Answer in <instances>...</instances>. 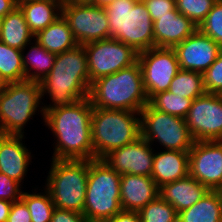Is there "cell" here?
Instances as JSON below:
<instances>
[{
	"label": "cell",
	"instance_id": "1",
	"mask_svg": "<svg viewBox=\"0 0 222 222\" xmlns=\"http://www.w3.org/2000/svg\"><path fill=\"white\" fill-rule=\"evenodd\" d=\"M93 106L88 97L73 104L58 106L44 113L45 125L56 136L52 159L92 160L94 149L91 133Z\"/></svg>",
	"mask_w": 222,
	"mask_h": 222
},
{
	"label": "cell",
	"instance_id": "2",
	"mask_svg": "<svg viewBox=\"0 0 222 222\" xmlns=\"http://www.w3.org/2000/svg\"><path fill=\"white\" fill-rule=\"evenodd\" d=\"M41 96L47 92L53 105L44 106L41 115L52 108L73 104L88 97L90 78L84 45L56 54L54 65L40 82Z\"/></svg>",
	"mask_w": 222,
	"mask_h": 222
},
{
	"label": "cell",
	"instance_id": "3",
	"mask_svg": "<svg viewBox=\"0 0 222 222\" xmlns=\"http://www.w3.org/2000/svg\"><path fill=\"white\" fill-rule=\"evenodd\" d=\"M88 98L95 108L140 112L148 99L139 62L93 81Z\"/></svg>",
	"mask_w": 222,
	"mask_h": 222
},
{
	"label": "cell",
	"instance_id": "4",
	"mask_svg": "<svg viewBox=\"0 0 222 222\" xmlns=\"http://www.w3.org/2000/svg\"><path fill=\"white\" fill-rule=\"evenodd\" d=\"M104 8L111 39L133 47L138 53L154 47L153 21L143 1L116 0Z\"/></svg>",
	"mask_w": 222,
	"mask_h": 222
},
{
	"label": "cell",
	"instance_id": "5",
	"mask_svg": "<svg viewBox=\"0 0 222 222\" xmlns=\"http://www.w3.org/2000/svg\"><path fill=\"white\" fill-rule=\"evenodd\" d=\"M121 175L103 159L88 160V181L83 215L89 222H103L119 213Z\"/></svg>",
	"mask_w": 222,
	"mask_h": 222
},
{
	"label": "cell",
	"instance_id": "6",
	"mask_svg": "<svg viewBox=\"0 0 222 222\" xmlns=\"http://www.w3.org/2000/svg\"><path fill=\"white\" fill-rule=\"evenodd\" d=\"M139 112L93 107L91 135L94 159L134 142L141 136ZM135 116V117H134Z\"/></svg>",
	"mask_w": 222,
	"mask_h": 222
},
{
	"label": "cell",
	"instance_id": "7",
	"mask_svg": "<svg viewBox=\"0 0 222 222\" xmlns=\"http://www.w3.org/2000/svg\"><path fill=\"white\" fill-rule=\"evenodd\" d=\"M46 190L54 206L83 214L88 181V160L52 159Z\"/></svg>",
	"mask_w": 222,
	"mask_h": 222
},
{
	"label": "cell",
	"instance_id": "8",
	"mask_svg": "<svg viewBox=\"0 0 222 222\" xmlns=\"http://www.w3.org/2000/svg\"><path fill=\"white\" fill-rule=\"evenodd\" d=\"M41 99L37 81L8 83L0 93V134L23 135V127L35 115Z\"/></svg>",
	"mask_w": 222,
	"mask_h": 222
},
{
	"label": "cell",
	"instance_id": "9",
	"mask_svg": "<svg viewBox=\"0 0 222 222\" xmlns=\"http://www.w3.org/2000/svg\"><path fill=\"white\" fill-rule=\"evenodd\" d=\"M141 137L149 143L155 141L165 150L190 151L194 139L185 118L156 110L147 104L140 112Z\"/></svg>",
	"mask_w": 222,
	"mask_h": 222
},
{
	"label": "cell",
	"instance_id": "10",
	"mask_svg": "<svg viewBox=\"0 0 222 222\" xmlns=\"http://www.w3.org/2000/svg\"><path fill=\"white\" fill-rule=\"evenodd\" d=\"M61 15L79 45L110 38L104 7L89 2H62Z\"/></svg>",
	"mask_w": 222,
	"mask_h": 222
},
{
	"label": "cell",
	"instance_id": "11",
	"mask_svg": "<svg viewBox=\"0 0 222 222\" xmlns=\"http://www.w3.org/2000/svg\"><path fill=\"white\" fill-rule=\"evenodd\" d=\"M90 84L98 78L113 74L138 61V52L131 46L106 39L84 44Z\"/></svg>",
	"mask_w": 222,
	"mask_h": 222
},
{
	"label": "cell",
	"instance_id": "12",
	"mask_svg": "<svg viewBox=\"0 0 222 222\" xmlns=\"http://www.w3.org/2000/svg\"><path fill=\"white\" fill-rule=\"evenodd\" d=\"M138 62L148 100L159 92L168 91L180 70L174 48L153 47L139 52Z\"/></svg>",
	"mask_w": 222,
	"mask_h": 222
},
{
	"label": "cell",
	"instance_id": "13",
	"mask_svg": "<svg viewBox=\"0 0 222 222\" xmlns=\"http://www.w3.org/2000/svg\"><path fill=\"white\" fill-rule=\"evenodd\" d=\"M185 120L195 142L222 140V95L195 98Z\"/></svg>",
	"mask_w": 222,
	"mask_h": 222
},
{
	"label": "cell",
	"instance_id": "14",
	"mask_svg": "<svg viewBox=\"0 0 222 222\" xmlns=\"http://www.w3.org/2000/svg\"><path fill=\"white\" fill-rule=\"evenodd\" d=\"M189 175L209 190L222 184V140L194 142L189 151Z\"/></svg>",
	"mask_w": 222,
	"mask_h": 222
},
{
	"label": "cell",
	"instance_id": "15",
	"mask_svg": "<svg viewBox=\"0 0 222 222\" xmlns=\"http://www.w3.org/2000/svg\"><path fill=\"white\" fill-rule=\"evenodd\" d=\"M153 151L151 143L140 136L134 142L110 151L102 159L120 175L151 176Z\"/></svg>",
	"mask_w": 222,
	"mask_h": 222
},
{
	"label": "cell",
	"instance_id": "16",
	"mask_svg": "<svg viewBox=\"0 0 222 222\" xmlns=\"http://www.w3.org/2000/svg\"><path fill=\"white\" fill-rule=\"evenodd\" d=\"M174 50L180 69L203 74L214 63L222 47L197 29Z\"/></svg>",
	"mask_w": 222,
	"mask_h": 222
},
{
	"label": "cell",
	"instance_id": "17",
	"mask_svg": "<svg viewBox=\"0 0 222 222\" xmlns=\"http://www.w3.org/2000/svg\"><path fill=\"white\" fill-rule=\"evenodd\" d=\"M198 26L177 9L153 21L154 47L174 48L192 35Z\"/></svg>",
	"mask_w": 222,
	"mask_h": 222
},
{
	"label": "cell",
	"instance_id": "18",
	"mask_svg": "<svg viewBox=\"0 0 222 222\" xmlns=\"http://www.w3.org/2000/svg\"><path fill=\"white\" fill-rule=\"evenodd\" d=\"M24 135L0 134V173L21 183L24 179L31 152L21 142Z\"/></svg>",
	"mask_w": 222,
	"mask_h": 222
},
{
	"label": "cell",
	"instance_id": "19",
	"mask_svg": "<svg viewBox=\"0 0 222 222\" xmlns=\"http://www.w3.org/2000/svg\"><path fill=\"white\" fill-rule=\"evenodd\" d=\"M159 195V188L151 176L123 174L120 180L122 210L139 212Z\"/></svg>",
	"mask_w": 222,
	"mask_h": 222
},
{
	"label": "cell",
	"instance_id": "20",
	"mask_svg": "<svg viewBox=\"0 0 222 222\" xmlns=\"http://www.w3.org/2000/svg\"><path fill=\"white\" fill-rule=\"evenodd\" d=\"M189 175V151L164 150L154 154L151 177L158 188Z\"/></svg>",
	"mask_w": 222,
	"mask_h": 222
},
{
	"label": "cell",
	"instance_id": "21",
	"mask_svg": "<svg viewBox=\"0 0 222 222\" xmlns=\"http://www.w3.org/2000/svg\"><path fill=\"white\" fill-rule=\"evenodd\" d=\"M208 191L206 186L187 175L185 178L164 184L159 188V195L179 213L198 202Z\"/></svg>",
	"mask_w": 222,
	"mask_h": 222
},
{
	"label": "cell",
	"instance_id": "22",
	"mask_svg": "<svg viewBox=\"0 0 222 222\" xmlns=\"http://www.w3.org/2000/svg\"><path fill=\"white\" fill-rule=\"evenodd\" d=\"M18 7L35 36L61 15L62 2L60 0H18Z\"/></svg>",
	"mask_w": 222,
	"mask_h": 222
},
{
	"label": "cell",
	"instance_id": "23",
	"mask_svg": "<svg viewBox=\"0 0 222 222\" xmlns=\"http://www.w3.org/2000/svg\"><path fill=\"white\" fill-rule=\"evenodd\" d=\"M34 37L42 47L55 54L73 49L78 45L62 15L47 28L39 31Z\"/></svg>",
	"mask_w": 222,
	"mask_h": 222
},
{
	"label": "cell",
	"instance_id": "24",
	"mask_svg": "<svg viewBox=\"0 0 222 222\" xmlns=\"http://www.w3.org/2000/svg\"><path fill=\"white\" fill-rule=\"evenodd\" d=\"M178 222H222V201L209 190L198 202L178 213Z\"/></svg>",
	"mask_w": 222,
	"mask_h": 222
},
{
	"label": "cell",
	"instance_id": "25",
	"mask_svg": "<svg viewBox=\"0 0 222 222\" xmlns=\"http://www.w3.org/2000/svg\"><path fill=\"white\" fill-rule=\"evenodd\" d=\"M31 38L35 39L34 34L30 31L23 12L17 6L3 19L0 41L24 52L25 47L30 44Z\"/></svg>",
	"mask_w": 222,
	"mask_h": 222
},
{
	"label": "cell",
	"instance_id": "26",
	"mask_svg": "<svg viewBox=\"0 0 222 222\" xmlns=\"http://www.w3.org/2000/svg\"><path fill=\"white\" fill-rule=\"evenodd\" d=\"M25 55L27 56L22 55L25 80L37 82L50 73L56 59L55 53L47 51L37 41ZM31 70L36 71L31 73Z\"/></svg>",
	"mask_w": 222,
	"mask_h": 222
},
{
	"label": "cell",
	"instance_id": "27",
	"mask_svg": "<svg viewBox=\"0 0 222 222\" xmlns=\"http://www.w3.org/2000/svg\"><path fill=\"white\" fill-rule=\"evenodd\" d=\"M173 94L192 99L206 93L204 88L203 74L195 71L180 69L173 78L169 89Z\"/></svg>",
	"mask_w": 222,
	"mask_h": 222
},
{
	"label": "cell",
	"instance_id": "28",
	"mask_svg": "<svg viewBox=\"0 0 222 222\" xmlns=\"http://www.w3.org/2000/svg\"><path fill=\"white\" fill-rule=\"evenodd\" d=\"M22 55V50L0 41V73L8 83L25 80Z\"/></svg>",
	"mask_w": 222,
	"mask_h": 222
},
{
	"label": "cell",
	"instance_id": "29",
	"mask_svg": "<svg viewBox=\"0 0 222 222\" xmlns=\"http://www.w3.org/2000/svg\"><path fill=\"white\" fill-rule=\"evenodd\" d=\"M192 101V99L173 94L172 92L162 91L153 95L148 100V104L156 110L186 118Z\"/></svg>",
	"mask_w": 222,
	"mask_h": 222
},
{
	"label": "cell",
	"instance_id": "30",
	"mask_svg": "<svg viewBox=\"0 0 222 222\" xmlns=\"http://www.w3.org/2000/svg\"><path fill=\"white\" fill-rule=\"evenodd\" d=\"M21 199L26 203L29 209L31 222L51 221L55 206L50 193L47 190H45V194L43 195L41 193L29 194L27 192H23Z\"/></svg>",
	"mask_w": 222,
	"mask_h": 222
},
{
	"label": "cell",
	"instance_id": "31",
	"mask_svg": "<svg viewBox=\"0 0 222 222\" xmlns=\"http://www.w3.org/2000/svg\"><path fill=\"white\" fill-rule=\"evenodd\" d=\"M141 222H178V212L160 195L139 212Z\"/></svg>",
	"mask_w": 222,
	"mask_h": 222
},
{
	"label": "cell",
	"instance_id": "32",
	"mask_svg": "<svg viewBox=\"0 0 222 222\" xmlns=\"http://www.w3.org/2000/svg\"><path fill=\"white\" fill-rule=\"evenodd\" d=\"M217 0H176V9L199 26Z\"/></svg>",
	"mask_w": 222,
	"mask_h": 222
},
{
	"label": "cell",
	"instance_id": "33",
	"mask_svg": "<svg viewBox=\"0 0 222 222\" xmlns=\"http://www.w3.org/2000/svg\"><path fill=\"white\" fill-rule=\"evenodd\" d=\"M198 29L222 47V0H217Z\"/></svg>",
	"mask_w": 222,
	"mask_h": 222
},
{
	"label": "cell",
	"instance_id": "34",
	"mask_svg": "<svg viewBox=\"0 0 222 222\" xmlns=\"http://www.w3.org/2000/svg\"><path fill=\"white\" fill-rule=\"evenodd\" d=\"M206 93L222 95V51L214 63L203 73Z\"/></svg>",
	"mask_w": 222,
	"mask_h": 222
},
{
	"label": "cell",
	"instance_id": "35",
	"mask_svg": "<svg viewBox=\"0 0 222 222\" xmlns=\"http://www.w3.org/2000/svg\"><path fill=\"white\" fill-rule=\"evenodd\" d=\"M20 183L11 179L7 175L0 173V199L9 202H16L21 199L23 192L19 188Z\"/></svg>",
	"mask_w": 222,
	"mask_h": 222
},
{
	"label": "cell",
	"instance_id": "36",
	"mask_svg": "<svg viewBox=\"0 0 222 222\" xmlns=\"http://www.w3.org/2000/svg\"><path fill=\"white\" fill-rule=\"evenodd\" d=\"M152 21L157 17L169 15V11L176 10V0H143Z\"/></svg>",
	"mask_w": 222,
	"mask_h": 222
},
{
	"label": "cell",
	"instance_id": "37",
	"mask_svg": "<svg viewBox=\"0 0 222 222\" xmlns=\"http://www.w3.org/2000/svg\"><path fill=\"white\" fill-rule=\"evenodd\" d=\"M7 222H31L29 209L22 199L12 203Z\"/></svg>",
	"mask_w": 222,
	"mask_h": 222
},
{
	"label": "cell",
	"instance_id": "38",
	"mask_svg": "<svg viewBox=\"0 0 222 222\" xmlns=\"http://www.w3.org/2000/svg\"><path fill=\"white\" fill-rule=\"evenodd\" d=\"M50 222H89L87 218L78 212L63 210L55 207Z\"/></svg>",
	"mask_w": 222,
	"mask_h": 222
},
{
	"label": "cell",
	"instance_id": "39",
	"mask_svg": "<svg viewBox=\"0 0 222 222\" xmlns=\"http://www.w3.org/2000/svg\"><path fill=\"white\" fill-rule=\"evenodd\" d=\"M103 222H141V219L138 212L121 210L112 218H109Z\"/></svg>",
	"mask_w": 222,
	"mask_h": 222
},
{
	"label": "cell",
	"instance_id": "40",
	"mask_svg": "<svg viewBox=\"0 0 222 222\" xmlns=\"http://www.w3.org/2000/svg\"><path fill=\"white\" fill-rule=\"evenodd\" d=\"M18 6V0H0V16L5 17Z\"/></svg>",
	"mask_w": 222,
	"mask_h": 222
},
{
	"label": "cell",
	"instance_id": "41",
	"mask_svg": "<svg viewBox=\"0 0 222 222\" xmlns=\"http://www.w3.org/2000/svg\"><path fill=\"white\" fill-rule=\"evenodd\" d=\"M12 202L0 199V222H7Z\"/></svg>",
	"mask_w": 222,
	"mask_h": 222
},
{
	"label": "cell",
	"instance_id": "42",
	"mask_svg": "<svg viewBox=\"0 0 222 222\" xmlns=\"http://www.w3.org/2000/svg\"><path fill=\"white\" fill-rule=\"evenodd\" d=\"M116 0H90L89 3L98 5L100 7H106L111 3H114Z\"/></svg>",
	"mask_w": 222,
	"mask_h": 222
},
{
	"label": "cell",
	"instance_id": "43",
	"mask_svg": "<svg viewBox=\"0 0 222 222\" xmlns=\"http://www.w3.org/2000/svg\"><path fill=\"white\" fill-rule=\"evenodd\" d=\"M8 82L0 73V93L7 88Z\"/></svg>",
	"mask_w": 222,
	"mask_h": 222
},
{
	"label": "cell",
	"instance_id": "44",
	"mask_svg": "<svg viewBox=\"0 0 222 222\" xmlns=\"http://www.w3.org/2000/svg\"><path fill=\"white\" fill-rule=\"evenodd\" d=\"M216 191L218 192L220 199L222 201V184L216 189Z\"/></svg>",
	"mask_w": 222,
	"mask_h": 222
},
{
	"label": "cell",
	"instance_id": "45",
	"mask_svg": "<svg viewBox=\"0 0 222 222\" xmlns=\"http://www.w3.org/2000/svg\"><path fill=\"white\" fill-rule=\"evenodd\" d=\"M3 19H4V17L0 16V34H1V30H2V25H3Z\"/></svg>",
	"mask_w": 222,
	"mask_h": 222
},
{
	"label": "cell",
	"instance_id": "46",
	"mask_svg": "<svg viewBox=\"0 0 222 222\" xmlns=\"http://www.w3.org/2000/svg\"><path fill=\"white\" fill-rule=\"evenodd\" d=\"M90 0H72V2H89Z\"/></svg>",
	"mask_w": 222,
	"mask_h": 222
},
{
	"label": "cell",
	"instance_id": "47",
	"mask_svg": "<svg viewBox=\"0 0 222 222\" xmlns=\"http://www.w3.org/2000/svg\"><path fill=\"white\" fill-rule=\"evenodd\" d=\"M61 2H66V1H71L72 2V0H60Z\"/></svg>",
	"mask_w": 222,
	"mask_h": 222
}]
</instances>
